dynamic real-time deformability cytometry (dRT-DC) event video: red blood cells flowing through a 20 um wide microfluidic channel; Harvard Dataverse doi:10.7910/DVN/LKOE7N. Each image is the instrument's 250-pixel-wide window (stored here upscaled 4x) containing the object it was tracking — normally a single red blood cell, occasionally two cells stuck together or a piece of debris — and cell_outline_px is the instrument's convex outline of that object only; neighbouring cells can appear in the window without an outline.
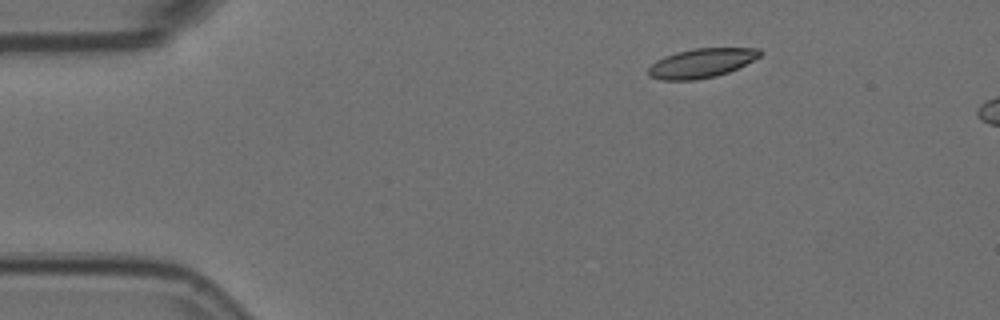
{"species": "Egyptian fruit bat (a non-hibernating species)", "species_latin": "Rousettus aegyptiacus", "temperature_condition": "room temperature", "stored_images_in_passage": 5, "camera_frame_rate_fps": 3000, "um_per_image_px": 0.085, "animal": {"sex": "female"}, "frame": {"image": 1, "passage_image": 2, "time_ms": 0.333, "image_size_px": [1000, 320], "cell_outline_px": [[760, 56], [728, 72], [716, 76], [696, 80], [660, 80], [648, 76], [648, 68], [656, 60], [664, 56], [676, 52], [696, 48], [760, 48]], "centroid_in_image_um": [59.56, 5.37], "position_along_channel_um": 25.4, "area_um2": 18.9}}